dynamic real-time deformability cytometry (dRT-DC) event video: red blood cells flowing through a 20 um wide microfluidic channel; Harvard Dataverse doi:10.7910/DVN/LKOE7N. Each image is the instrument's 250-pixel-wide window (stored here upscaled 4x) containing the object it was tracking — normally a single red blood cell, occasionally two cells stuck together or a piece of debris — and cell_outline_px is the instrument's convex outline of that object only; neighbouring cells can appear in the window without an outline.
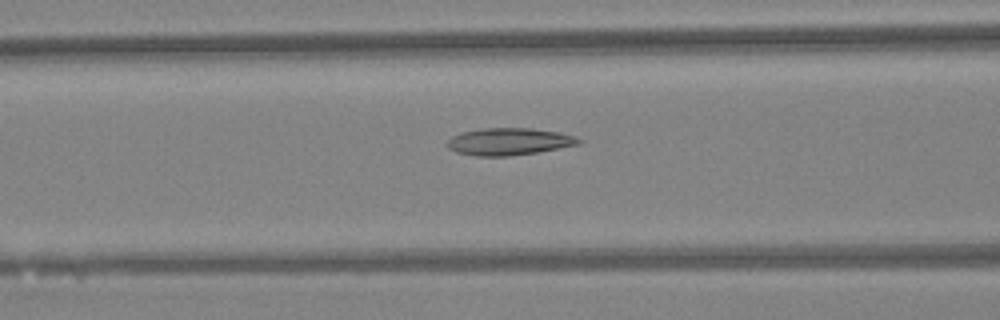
{"species": "Egyptian fruit bat (a non-hibernating species)", "species_latin": "Rousettus aegyptiacus", "temperature_condition": "warm", "stored_images_in_passage": 34, "camera_frame_rate_fps": 3000, "um_per_image_px": 0.085, "animal": {"sex": "female"}, "frame": {"image": 1, "passage_image": 15, "time_ms": 4.667, "image_size_px": [1000, 320], "cell_outline_px": [[584, 140], [580, 144], [536, 152], [508, 156], [476, 156], [456, 152], [448, 148], [444, 144], [452, 136], [460, 132], [484, 128], [528, 128], [556, 132], [576, 136]], "centroid_in_image_um": [43.23, 12.03], "position_along_channel_um": 123.4, "area_um2": 20.81}}
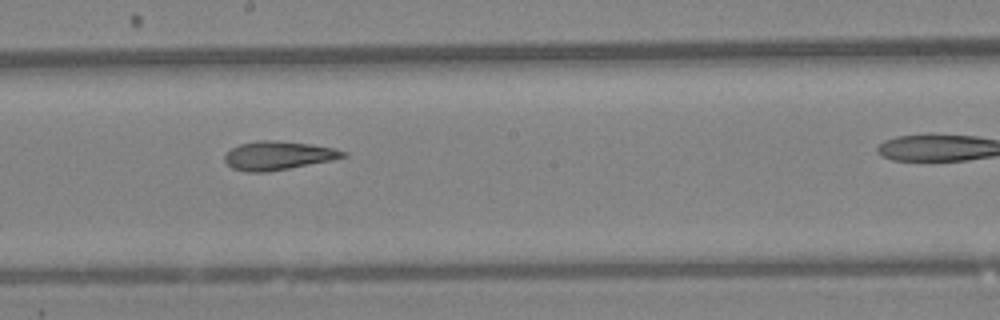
{"frame": {"image": 2, "passage_image": 22, "time_ms": 7.0, "image_size_px": [1000, 320], "cell_outline_px": [[348, 156], [332, 160], [268, 172], [248, 172], [232, 168], [224, 160], [224, 156], [232, 148], [240, 144], [256, 140], [276, 140], [312, 144], [332, 148], [348, 152]], "centroid_in_image_um": [23.65, 13.21], "position_along_channel_um": 224.5, "area_um2": 19.77}}
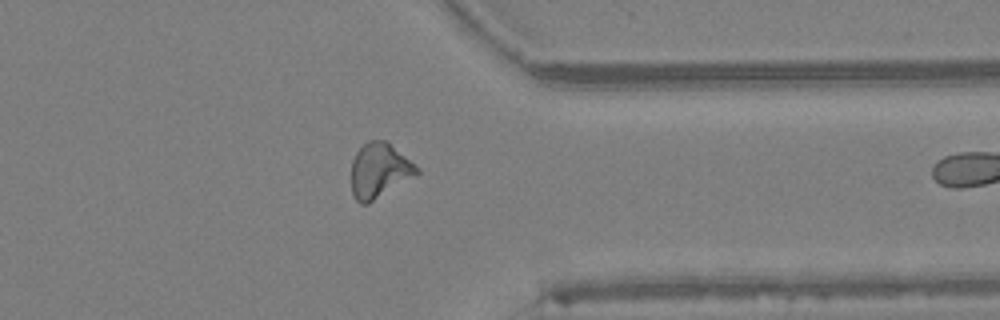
{"frame": {"image": 3, "passage_image": 33, "time_ms": 10.667, "image_size_px": [1000, 320], "cell_outline_px": [[420, 172], [416, 176], [368, 204], [360, 204], [356, 200], [352, 192], [352, 160], [356, 152], [368, 140], [388, 140], [420, 168]], "centroid_in_image_um": [32.27, 14.48], "position_along_channel_um": 379.1, "area_um2": 21.21}}